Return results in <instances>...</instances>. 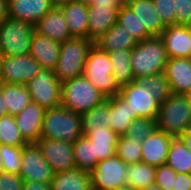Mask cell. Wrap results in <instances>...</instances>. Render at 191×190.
Returning <instances> with one entry per match:
<instances>
[{
	"label": "cell",
	"instance_id": "cell-55",
	"mask_svg": "<svg viewBox=\"0 0 191 190\" xmlns=\"http://www.w3.org/2000/svg\"><path fill=\"white\" fill-rule=\"evenodd\" d=\"M115 190H134V189H131V188L125 186V187H122V188H117Z\"/></svg>",
	"mask_w": 191,
	"mask_h": 190
},
{
	"label": "cell",
	"instance_id": "cell-1",
	"mask_svg": "<svg viewBox=\"0 0 191 190\" xmlns=\"http://www.w3.org/2000/svg\"><path fill=\"white\" fill-rule=\"evenodd\" d=\"M131 67L134 79L164 72L168 61L161 36H151L139 41L131 49Z\"/></svg>",
	"mask_w": 191,
	"mask_h": 190
},
{
	"label": "cell",
	"instance_id": "cell-39",
	"mask_svg": "<svg viewBox=\"0 0 191 190\" xmlns=\"http://www.w3.org/2000/svg\"><path fill=\"white\" fill-rule=\"evenodd\" d=\"M157 128L156 119L140 117L132 121L124 136L139 139L141 143Z\"/></svg>",
	"mask_w": 191,
	"mask_h": 190
},
{
	"label": "cell",
	"instance_id": "cell-13",
	"mask_svg": "<svg viewBox=\"0 0 191 190\" xmlns=\"http://www.w3.org/2000/svg\"><path fill=\"white\" fill-rule=\"evenodd\" d=\"M120 95L127 100L133 113L139 117L156 119L160 103L155 100L149 87L144 89L135 81L120 88Z\"/></svg>",
	"mask_w": 191,
	"mask_h": 190
},
{
	"label": "cell",
	"instance_id": "cell-46",
	"mask_svg": "<svg viewBox=\"0 0 191 190\" xmlns=\"http://www.w3.org/2000/svg\"><path fill=\"white\" fill-rule=\"evenodd\" d=\"M127 0H93L89 5H103V6H122L126 4Z\"/></svg>",
	"mask_w": 191,
	"mask_h": 190
},
{
	"label": "cell",
	"instance_id": "cell-6",
	"mask_svg": "<svg viewBox=\"0 0 191 190\" xmlns=\"http://www.w3.org/2000/svg\"><path fill=\"white\" fill-rule=\"evenodd\" d=\"M108 53L93 45L89 51L83 75L106 97L120 94V87L112 75Z\"/></svg>",
	"mask_w": 191,
	"mask_h": 190
},
{
	"label": "cell",
	"instance_id": "cell-8",
	"mask_svg": "<svg viewBox=\"0 0 191 190\" xmlns=\"http://www.w3.org/2000/svg\"><path fill=\"white\" fill-rule=\"evenodd\" d=\"M127 166L116 154L99 161L90 171L92 190H115L125 187Z\"/></svg>",
	"mask_w": 191,
	"mask_h": 190
},
{
	"label": "cell",
	"instance_id": "cell-49",
	"mask_svg": "<svg viewBox=\"0 0 191 190\" xmlns=\"http://www.w3.org/2000/svg\"><path fill=\"white\" fill-rule=\"evenodd\" d=\"M5 115H8V114H7V109L2 97V83H0V117Z\"/></svg>",
	"mask_w": 191,
	"mask_h": 190
},
{
	"label": "cell",
	"instance_id": "cell-14",
	"mask_svg": "<svg viewBox=\"0 0 191 190\" xmlns=\"http://www.w3.org/2000/svg\"><path fill=\"white\" fill-rule=\"evenodd\" d=\"M161 37L168 58H191V26H166Z\"/></svg>",
	"mask_w": 191,
	"mask_h": 190
},
{
	"label": "cell",
	"instance_id": "cell-33",
	"mask_svg": "<svg viewBox=\"0 0 191 190\" xmlns=\"http://www.w3.org/2000/svg\"><path fill=\"white\" fill-rule=\"evenodd\" d=\"M116 23L121 25L126 31L135 37L138 42L151 37L147 33L145 25L141 24L137 15L127 4H124L119 8Z\"/></svg>",
	"mask_w": 191,
	"mask_h": 190
},
{
	"label": "cell",
	"instance_id": "cell-34",
	"mask_svg": "<svg viewBox=\"0 0 191 190\" xmlns=\"http://www.w3.org/2000/svg\"><path fill=\"white\" fill-rule=\"evenodd\" d=\"M73 156L76 168L90 172L98 163L94 156L93 144L85 137L73 143Z\"/></svg>",
	"mask_w": 191,
	"mask_h": 190
},
{
	"label": "cell",
	"instance_id": "cell-45",
	"mask_svg": "<svg viewBox=\"0 0 191 190\" xmlns=\"http://www.w3.org/2000/svg\"><path fill=\"white\" fill-rule=\"evenodd\" d=\"M22 190H51L50 183L24 181Z\"/></svg>",
	"mask_w": 191,
	"mask_h": 190
},
{
	"label": "cell",
	"instance_id": "cell-44",
	"mask_svg": "<svg viewBox=\"0 0 191 190\" xmlns=\"http://www.w3.org/2000/svg\"><path fill=\"white\" fill-rule=\"evenodd\" d=\"M173 190H191V174L177 173Z\"/></svg>",
	"mask_w": 191,
	"mask_h": 190
},
{
	"label": "cell",
	"instance_id": "cell-48",
	"mask_svg": "<svg viewBox=\"0 0 191 190\" xmlns=\"http://www.w3.org/2000/svg\"><path fill=\"white\" fill-rule=\"evenodd\" d=\"M179 138L185 144V146L189 150H191V127L187 131H185Z\"/></svg>",
	"mask_w": 191,
	"mask_h": 190
},
{
	"label": "cell",
	"instance_id": "cell-30",
	"mask_svg": "<svg viewBox=\"0 0 191 190\" xmlns=\"http://www.w3.org/2000/svg\"><path fill=\"white\" fill-rule=\"evenodd\" d=\"M156 167L145 162L129 164L127 166V187L140 190L155 184Z\"/></svg>",
	"mask_w": 191,
	"mask_h": 190
},
{
	"label": "cell",
	"instance_id": "cell-26",
	"mask_svg": "<svg viewBox=\"0 0 191 190\" xmlns=\"http://www.w3.org/2000/svg\"><path fill=\"white\" fill-rule=\"evenodd\" d=\"M85 137L93 144L94 156L98 162L116 154L115 149L119 135L112 129L108 127L94 128Z\"/></svg>",
	"mask_w": 191,
	"mask_h": 190
},
{
	"label": "cell",
	"instance_id": "cell-41",
	"mask_svg": "<svg viewBox=\"0 0 191 190\" xmlns=\"http://www.w3.org/2000/svg\"><path fill=\"white\" fill-rule=\"evenodd\" d=\"M176 177L177 172L167 164L156 167L155 184L164 190H173Z\"/></svg>",
	"mask_w": 191,
	"mask_h": 190
},
{
	"label": "cell",
	"instance_id": "cell-50",
	"mask_svg": "<svg viewBox=\"0 0 191 190\" xmlns=\"http://www.w3.org/2000/svg\"><path fill=\"white\" fill-rule=\"evenodd\" d=\"M68 1L71 0H50L53 7H61L62 5H65Z\"/></svg>",
	"mask_w": 191,
	"mask_h": 190
},
{
	"label": "cell",
	"instance_id": "cell-19",
	"mask_svg": "<svg viewBox=\"0 0 191 190\" xmlns=\"http://www.w3.org/2000/svg\"><path fill=\"white\" fill-rule=\"evenodd\" d=\"M163 73L171 94H184L191 88V58H168Z\"/></svg>",
	"mask_w": 191,
	"mask_h": 190
},
{
	"label": "cell",
	"instance_id": "cell-37",
	"mask_svg": "<svg viewBox=\"0 0 191 190\" xmlns=\"http://www.w3.org/2000/svg\"><path fill=\"white\" fill-rule=\"evenodd\" d=\"M139 139L134 137L119 136L115 153L127 165L141 162L142 146Z\"/></svg>",
	"mask_w": 191,
	"mask_h": 190
},
{
	"label": "cell",
	"instance_id": "cell-24",
	"mask_svg": "<svg viewBox=\"0 0 191 190\" xmlns=\"http://www.w3.org/2000/svg\"><path fill=\"white\" fill-rule=\"evenodd\" d=\"M126 4L137 15L141 24H144L150 36H161L166 28L160 19L153 0H127Z\"/></svg>",
	"mask_w": 191,
	"mask_h": 190
},
{
	"label": "cell",
	"instance_id": "cell-36",
	"mask_svg": "<svg viewBox=\"0 0 191 190\" xmlns=\"http://www.w3.org/2000/svg\"><path fill=\"white\" fill-rule=\"evenodd\" d=\"M0 144L23 147L28 143L22 137L15 117L5 115L0 117Z\"/></svg>",
	"mask_w": 191,
	"mask_h": 190
},
{
	"label": "cell",
	"instance_id": "cell-23",
	"mask_svg": "<svg viewBox=\"0 0 191 190\" xmlns=\"http://www.w3.org/2000/svg\"><path fill=\"white\" fill-rule=\"evenodd\" d=\"M60 8L72 37L88 39V5L71 0Z\"/></svg>",
	"mask_w": 191,
	"mask_h": 190
},
{
	"label": "cell",
	"instance_id": "cell-29",
	"mask_svg": "<svg viewBox=\"0 0 191 190\" xmlns=\"http://www.w3.org/2000/svg\"><path fill=\"white\" fill-rule=\"evenodd\" d=\"M112 64V75L114 80L123 87L134 81V74L131 67V49H121L107 52Z\"/></svg>",
	"mask_w": 191,
	"mask_h": 190
},
{
	"label": "cell",
	"instance_id": "cell-35",
	"mask_svg": "<svg viewBox=\"0 0 191 190\" xmlns=\"http://www.w3.org/2000/svg\"><path fill=\"white\" fill-rule=\"evenodd\" d=\"M134 81L143 89L146 86L149 87L153 97L160 104L163 103L171 95L169 82L167 81V78L163 72L141 77L139 79H134Z\"/></svg>",
	"mask_w": 191,
	"mask_h": 190
},
{
	"label": "cell",
	"instance_id": "cell-7",
	"mask_svg": "<svg viewBox=\"0 0 191 190\" xmlns=\"http://www.w3.org/2000/svg\"><path fill=\"white\" fill-rule=\"evenodd\" d=\"M34 32L33 25L6 18L0 23V53L10 57L28 55Z\"/></svg>",
	"mask_w": 191,
	"mask_h": 190
},
{
	"label": "cell",
	"instance_id": "cell-9",
	"mask_svg": "<svg viewBox=\"0 0 191 190\" xmlns=\"http://www.w3.org/2000/svg\"><path fill=\"white\" fill-rule=\"evenodd\" d=\"M61 85L54 70L42 69L26 87L32 102L47 110L61 105Z\"/></svg>",
	"mask_w": 191,
	"mask_h": 190
},
{
	"label": "cell",
	"instance_id": "cell-12",
	"mask_svg": "<svg viewBox=\"0 0 191 190\" xmlns=\"http://www.w3.org/2000/svg\"><path fill=\"white\" fill-rule=\"evenodd\" d=\"M36 144L55 173L76 168L72 143L40 138Z\"/></svg>",
	"mask_w": 191,
	"mask_h": 190
},
{
	"label": "cell",
	"instance_id": "cell-51",
	"mask_svg": "<svg viewBox=\"0 0 191 190\" xmlns=\"http://www.w3.org/2000/svg\"><path fill=\"white\" fill-rule=\"evenodd\" d=\"M140 190H164V189L161 188L160 186H157L156 184H152Z\"/></svg>",
	"mask_w": 191,
	"mask_h": 190
},
{
	"label": "cell",
	"instance_id": "cell-20",
	"mask_svg": "<svg viewBox=\"0 0 191 190\" xmlns=\"http://www.w3.org/2000/svg\"><path fill=\"white\" fill-rule=\"evenodd\" d=\"M34 30L35 32L47 36L59 43H63L64 41L73 38L60 7H53L47 12L34 25Z\"/></svg>",
	"mask_w": 191,
	"mask_h": 190
},
{
	"label": "cell",
	"instance_id": "cell-32",
	"mask_svg": "<svg viewBox=\"0 0 191 190\" xmlns=\"http://www.w3.org/2000/svg\"><path fill=\"white\" fill-rule=\"evenodd\" d=\"M82 132L87 136L94 128L108 127L109 123V100L106 98L91 110L81 115Z\"/></svg>",
	"mask_w": 191,
	"mask_h": 190
},
{
	"label": "cell",
	"instance_id": "cell-31",
	"mask_svg": "<svg viewBox=\"0 0 191 190\" xmlns=\"http://www.w3.org/2000/svg\"><path fill=\"white\" fill-rule=\"evenodd\" d=\"M166 164L177 173L191 174V150L179 137L171 141Z\"/></svg>",
	"mask_w": 191,
	"mask_h": 190
},
{
	"label": "cell",
	"instance_id": "cell-53",
	"mask_svg": "<svg viewBox=\"0 0 191 190\" xmlns=\"http://www.w3.org/2000/svg\"><path fill=\"white\" fill-rule=\"evenodd\" d=\"M73 1H76V2H80V3H83V4L89 5V4H91V2H92L93 0H73Z\"/></svg>",
	"mask_w": 191,
	"mask_h": 190
},
{
	"label": "cell",
	"instance_id": "cell-54",
	"mask_svg": "<svg viewBox=\"0 0 191 190\" xmlns=\"http://www.w3.org/2000/svg\"><path fill=\"white\" fill-rule=\"evenodd\" d=\"M2 57H3V55L0 53V83H1V66H2Z\"/></svg>",
	"mask_w": 191,
	"mask_h": 190
},
{
	"label": "cell",
	"instance_id": "cell-17",
	"mask_svg": "<svg viewBox=\"0 0 191 190\" xmlns=\"http://www.w3.org/2000/svg\"><path fill=\"white\" fill-rule=\"evenodd\" d=\"M45 111L38 104L31 102L19 114L14 116L20 133L28 144L36 143L41 138Z\"/></svg>",
	"mask_w": 191,
	"mask_h": 190
},
{
	"label": "cell",
	"instance_id": "cell-43",
	"mask_svg": "<svg viewBox=\"0 0 191 190\" xmlns=\"http://www.w3.org/2000/svg\"><path fill=\"white\" fill-rule=\"evenodd\" d=\"M23 182L20 175L0 170V190H22Z\"/></svg>",
	"mask_w": 191,
	"mask_h": 190
},
{
	"label": "cell",
	"instance_id": "cell-47",
	"mask_svg": "<svg viewBox=\"0 0 191 190\" xmlns=\"http://www.w3.org/2000/svg\"><path fill=\"white\" fill-rule=\"evenodd\" d=\"M9 0H0V23L8 18Z\"/></svg>",
	"mask_w": 191,
	"mask_h": 190
},
{
	"label": "cell",
	"instance_id": "cell-27",
	"mask_svg": "<svg viewBox=\"0 0 191 190\" xmlns=\"http://www.w3.org/2000/svg\"><path fill=\"white\" fill-rule=\"evenodd\" d=\"M51 190H92L90 172L78 168L54 174Z\"/></svg>",
	"mask_w": 191,
	"mask_h": 190
},
{
	"label": "cell",
	"instance_id": "cell-5",
	"mask_svg": "<svg viewBox=\"0 0 191 190\" xmlns=\"http://www.w3.org/2000/svg\"><path fill=\"white\" fill-rule=\"evenodd\" d=\"M94 42L85 38H70L61 43L60 55L54 69L55 77L62 83L83 75L85 63Z\"/></svg>",
	"mask_w": 191,
	"mask_h": 190
},
{
	"label": "cell",
	"instance_id": "cell-18",
	"mask_svg": "<svg viewBox=\"0 0 191 190\" xmlns=\"http://www.w3.org/2000/svg\"><path fill=\"white\" fill-rule=\"evenodd\" d=\"M53 6L50 0H9V18L35 25Z\"/></svg>",
	"mask_w": 191,
	"mask_h": 190
},
{
	"label": "cell",
	"instance_id": "cell-28",
	"mask_svg": "<svg viewBox=\"0 0 191 190\" xmlns=\"http://www.w3.org/2000/svg\"><path fill=\"white\" fill-rule=\"evenodd\" d=\"M2 97L7 114L15 116L32 102L26 85L2 83Z\"/></svg>",
	"mask_w": 191,
	"mask_h": 190
},
{
	"label": "cell",
	"instance_id": "cell-22",
	"mask_svg": "<svg viewBox=\"0 0 191 190\" xmlns=\"http://www.w3.org/2000/svg\"><path fill=\"white\" fill-rule=\"evenodd\" d=\"M107 99L109 100L110 129L122 136L132 121L140 117L132 112L129 103L120 94Z\"/></svg>",
	"mask_w": 191,
	"mask_h": 190
},
{
	"label": "cell",
	"instance_id": "cell-21",
	"mask_svg": "<svg viewBox=\"0 0 191 190\" xmlns=\"http://www.w3.org/2000/svg\"><path fill=\"white\" fill-rule=\"evenodd\" d=\"M61 43L34 32L29 54L42 67L54 70L60 55Z\"/></svg>",
	"mask_w": 191,
	"mask_h": 190
},
{
	"label": "cell",
	"instance_id": "cell-16",
	"mask_svg": "<svg viewBox=\"0 0 191 190\" xmlns=\"http://www.w3.org/2000/svg\"><path fill=\"white\" fill-rule=\"evenodd\" d=\"M121 6L88 5V39L95 42L116 22Z\"/></svg>",
	"mask_w": 191,
	"mask_h": 190
},
{
	"label": "cell",
	"instance_id": "cell-25",
	"mask_svg": "<svg viewBox=\"0 0 191 190\" xmlns=\"http://www.w3.org/2000/svg\"><path fill=\"white\" fill-rule=\"evenodd\" d=\"M138 41L121 25L115 23L105 34L94 42L100 50L111 52L132 49Z\"/></svg>",
	"mask_w": 191,
	"mask_h": 190
},
{
	"label": "cell",
	"instance_id": "cell-42",
	"mask_svg": "<svg viewBox=\"0 0 191 190\" xmlns=\"http://www.w3.org/2000/svg\"><path fill=\"white\" fill-rule=\"evenodd\" d=\"M176 24L191 26V0H175Z\"/></svg>",
	"mask_w": 191,
	"mask_h": 190
},
{
	"label": "cell",
	"instance_id": "cell-38",
	"mask_svg": "<svg viewBox=\"0 0 191 190\" xmlns=\"http://www.w3.org/2000/svg\"><path fill=\"white\" fill-rule=\"evenodd\" d=\"M22 147L0 144V170L19 175Z\"/></svg>",
	"mask_w": 191,
	"mask_h": 190
},
{
	"label": "cell",
	"instance_id": "cell-3",
	"mask_svg": "<svg viewBox=\"0 0 191 190\" xmlns=\"http://www.w3.org/2000/svg\"><path fill=\"white\" fill-rule=\"evenodd\" d=\"M156 125L174 138L191 127V103L184 94H171L160 104Z\"/></svg>",
	"mask_w": 191,
	"mask_h": 190
},
{
	"label": "cell",
	"instance_id": "cell-10",
	"mask_svg": "<svg viewBox=\"0 0 191 190\" xmlns=\"http://www.w3.org/2000/svg\"><path fill=\"white\" fill-rule=\"evenodd\" d=\"M54 174L36 143H29L22 147L19 175L23 181L51 183Z\"/></svg>",
	"mask_w": 191,
	"mask_h": 190
},
{
	"label": "cell",
	"instance_id": "cell-40",
	"mask_svg": "<svg viewBox=\"0 0 191 190\" xmlns=\"http://www.w3.org/2000/svg\"><path fill=\"white\" fill-rule=\"evenodd\" d=\"M153 4L165 26L176 25L175 0H153Z\"/></svg>",
	"mask_w": 191,
	"mask_h": 190
},
{
	"label": "cell",
	"instance_id": "cell-52",
	"mask_svg": "<svg viewBox=\"0 0 191 190\" xmlns=\"http://www.w3.org/2000/svg\"><path fill=\"white\" fill-rule=\"evenodd\" d=\"M184 95L186 96L187 100L191 103V88L184 93Z\"/></svg>",
	"mask_w": 191,
	"mask_h": 190
},
{
	"label": "cell",
	"instance_id": "cell-15",
	"mask_svg": "<svg viewBox=\"0 0 191 190\" xmlns=\"http://www.w3.org/2000/svg\"><path fill=\"white\" fill-rule=\"evenodd\" d=\"M173 138L156 128L141 144V161L154 167L166 164L169 147Z\"/></svg>",
	"mask_w": 191,
	"mask_h": 190
},
{
	"label": "cell",
	"instance_id": "cell-2",
	"mask_svg": "<svg viewBox=\"0 0 191 190\" xmlns=\"http://www.w3.org/2000/svg\"><path fill=\"white\" fill-rule=\"evenodd\" d=\"M81 115L60 105L47 109L41 128V138L74 143L83 137Z\"/></svg>",
	"mask_w": 191,
	"mask_h": 190
},
{
	"label": "cell",
	"instance_id": "cell-4",
	"mask_svg": "<svg viewBox=\"0 0 191 190\" xmlns=\"http://www.w3.org/2000/svg\"><path fill=\"white\" fill-rule=\"evenodd\" d=\"M106 97L84 76L62 82L61 105L80 115L91 110Z\"/></svg>",
	"mask_w": 191,
	"mask_h": 190
},
{
	"label": "cell",
	"instance_id": "cell-11",
	"mask_svg": "<svg viewBox=\"0 0 191 190\" xmlns=\"http://www.w3.org/2000/svg\"><path fill=\"white\" fill-rule=\"evenodd\" d=\"M41 65L30 54L22 56H3L1 83L26 85L38 72Z\"/></svg>",
	"mask_w": 191,
	"mask_h": 190
}]
</instances>
